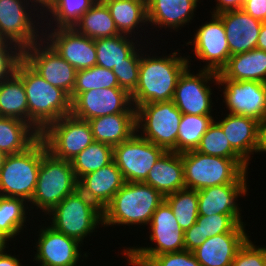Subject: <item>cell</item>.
Wrapping results in <instances>:
<instances>
[{"mask_svg":"<svg viewBox=\"0 0 266 266\" xmlns=\"http://www.w3.org/2000/svg\"><path fill=\"white\" fill-rule=\"evenodd\" d=\"M243 223L238 215H198L196 223L184 231V250L193 251L207 238L222 233H246Z\"/></svg>","mask_w":266,"mask_h":266,"instance_id":"d4e9b609","label":"cell"},{"mask_svg":"<svg viewBox=\"0 0 266 266\" xmlns=\"http://www.w3.org/2000/svg\"><path fill=\"white\" fill-rule=\"evenodd\" d=\"M0 266H23L15 256L0 252Z\"/></svg>","mask_w":266,"mask_h":266,"instance_id":"c3c4849f","label":"cell"},{"mask_svg":"<svg viewBox=\"0 0 266 266\" xmlns=\"http://www.w3.org/2000/svg\"><path fill=\"white\" fill-rule=\"evenodd\" d=\"M93 139L116 146L136 132V113H117L88 120Z\"/></svg>","mask_w":266,"mask_h":266,"instance_id":"83f0119b","label":"cell"},{"mask_svg":"<svg viewBox=\"0 0 266 266\" xmlns=\"http://www.w3.org/2000/svg\"><path fill=\"white\" fill-rule=\"evenodd\" d=\"M131 35L119 34L114 37L95 39L96 65L112 70L120 63H127V57L137 48Z\"/></svg>","mask_w":266,"mask_h":266,"instance_id":"836d02e7","label":"cell"},{"mask_svg":"<svg viewBox=\"0 0 266 266\" xmlns=\"http://www.w3.org/2000/svg\"><path fill=\"white\" fill-rule=\"evenodd\" d=\"M136 133L113 147V161L125 182H144L151 168L166 152Z\"/></svg>","mask_w":266,"mask_h":266,"instance_id":"8fae6325","label":"cell"},{"mask_svg":"<svg viewBox=\"0 0 266 266\" xmlns=\"http://www.w3.org/2000/svg\"><path fill=\"white\" fill-rule=\"evenodd\" d=\"M102 88H119L117 77L112 70L97 65L88 69L78 70L76 72L75 86L70 96L71 102L80 93Z\"/></svg>","mask_w":266,"mask_h":266,"instance_id":"f35d334b","label":"cell"},{"mask_svg":"<svg viewBox=\"0 0 266 266\" xmlns=\"http://www.w3.org/2000/svg\"><path fill=\"white\" fill-rule=\"evenodd\" d=\"M48 215L53 216L51 227L79 243L94 232L97 225L103 224V210L79 189L66 196Z\"/></svg>","mask_w":266,"mask_h":266,"instance_id":"52a82bcc","label":"cell"},{"mask_svg":"<svg viewBox=\"0 0 266 266\" xmlns=\"http://www.w3.org/2000/svg\"><path fill=\"white\" fill-rule=\"evenodd\" d=\"M43 31L40 34L43 39L77 71L96 65L95 39L78 33L74 28H56L48 34L46 29L45 33Z\"/></svg>","mask_w":266,"mask_h":266,"instance_id":"ac0fdd59","label":"cell"},{"mask_svg":"<svg viewBox=\"0 0 266 266\" xmlns=\"http://www.w3.org/2000/svg\"><path fill=\"white\" fill-rule=\"evenodd\" d=\"M242 10L261 22L266 21V0H246Z\"/></svg>","mask_w":266,"mask_h":266,"instance_id":"bcb514c9","label":"cell"},{"mask_svg":"<svg viewBox=\"0 0 266 266\" xmlns=\"http://www.w3.org/2000/svg\"><path fill=\"white\" fill-rule=\"evenodd\" d=\"M173 215L183 231L190 229L197 220L198 194L196 190L182 189L165 196Z\"/></svg>","mask_w":266,"mask_h":266,"instance_id":"74e56055","label":"cell"},{"mask_svg":"<svg viewBox=\"0 0 266 266\" xmlns=\"http://www.w3.org/2000/svg\"><path fill=\"white\" fill-rule=\"evenodd\" d=\"M216 123L231 147L249 164L250 155L259 148L260 122L251 117L227 113L224 119Z\"/></svg>","mask_w":266,"mask_h":266,"instance_id":"7402d4cb","label":"cell"},{"mask_svg":"<svg viewBox=\"0 0 266 266\" xmlns=\"http://www.w3.org/2000/svg\"><path fill=\"white\" fill-rule=\"evenodd\" d=\"M211 15V21L202 24L196 30L193 41L187 44H194L195 56L207 62L201 69L219 73L227 65L231 54L221 18L217 14Z\"/></svg>","mask_w":266,"mask_h":266,"instance_id":"e0dca14e","label":"cell"},{"mask_svg":"<svg viewBox=\"0 0 266 266\" xmlns=\"http://www.w3.org/2000/svg\"><path fill=\"white\" fill-rule=\"evenodd\" d=\"M165 197L144 182H125L103 209V224L147 225Z\"/></svg>","mask_w":266,"mask_h":266,"instance_id":"3957f363","label":"cell"},{"mask_svg":"<svg viewBox=\"0 0 266 266\" xmlns=\"http://www.w3.org/2000/svg\"><path fill=\"white\" fill-rule=\"evenodd\" d=\"M196 151L210 156L224 157L229 159H243L231 147L223 130L215 120L202 136Z\"/></svg>","mask_w":266,"mask_h":266,"instance_id":"60d3db41","label":"cell"},{"mask_svg":"<svg viewBox=\"0 0 266 266\" xmlns=\"http://www.w3.org/2000/svg\"><path fill=\"white\" fill-rule=\"evenodd\" d=\"M213 121L212 115L182 114L177 136V153L196 150Z\"/></svg>","mask_w":266,"mask_h":266,"instance_id":"d590c367","label":"cell"},{"mask_svg":"<svg viewBox=\"0 0 266 266\" xmlns=\"http://www.w3.org/2000/svg\"><path fill=\"white\" fill-rule=\"evenodd\" d=\"M23 59L39 75H41L45 81L50 83L52 86L61 88L69 96H71L75 86L77 70L64 58H62L48 44V42L41 39L40 41L25 48L23 50Z\"/></svg>","mask_w":266,"mask_h":266,"instance_id":"4fadbf2b","label":"cell"},{"mask_svg":"<svg viewBox=\"0 0 266 266\" xmlns=\"http://www.w3.org/2000/svg\"><path fill=\"white\" fill-rule=\"evenodd\" d=\"M78 33L91 39L114 37L121 34L102 0H98L73 27Z\"/></svg>","mask_w":266,"mask_h":266,"instance_id":"4dcf8cb0","label":"cell"},{"mask_svg":"<svg viewBox=\"0 0 266 266\" xmlns=\"http://www.w3.org/2000/svg\"><path fill=\"white\" fill-rule=\"evenodd\" d=\"M218 3L216 4L215 9L213 10V14H219L225 11L230 10H241L246 0H216ZM218 5V6H217Z\"/></svg>","mask_w":266,"mask_h":266,"instance_id":"7dc6e473","label":"cell"},{"mask_svg":"<svg viewBox=\"0 0 266 266\" xmlns=\"http://www.w3.org/2000/svg\"><path fill=\"white\" fill-rule=\"evenodd\" d=\"M40 137L55 158L67 161H72L94 142L90 123L72 115L51 123Z\"/></svg>","mask_w":266,"mask_h":266,"instance_id":"30bf717a","label":"cell"},{"mask_svg":"<svg viewBox=\"0 0 266 266\" xmlns=\"http://www.w3.org/2000/svg\"><path fill=\"white\" fill-rule=\"evenodd\" d=\"M218 85H223V97L230 114L266 120V83L226 79L220 72Z\"/></svg>","mask_w":266,"mask_h":266,"instance_id":"5bb4252c","label":"cell"},{"mask_svg":"<svg viewBox=\"0 0 266 266\" xmlns=\"http://www.w3.org/2000/svg\"><path fill=\"white\" fill-rule=\"evenodd\" d=\"M218 85L216 72L202 69L198 74L190 73L188 67L180 75L172 101L182 114L211 115L212 89L209 81Z\"/></svg>","mask_w":266,"mask_h":266,"instance_id":"7c38bea8","label":"cell"},{"mask_svg":"<svg viewBox=\"0 0 266 266\" xmlns=\"http://www.w3.org/2000/svg\"><path fill=\"white\" fill-rule=\"evenodd\" d=\"M150 225V241L155 247H129L123 250L131 259L148 264L155 256L184 250V231L173 215L168 202L164 200L152 215Z\"/></svg>","mask_w":266,"mask_h":266,"instance_id":"9c48e42d","label":"cell"},{"mask_svg":"<svg viewBox=\"0 0 266 266\" xmlns=\"http://www.w3.org/2000/svg\"><path fill=\"white\" fill-rule=\"evenodd\" d=\"M6 154L3 153L2 151H0V169L2 168L3 164H4V161H5V158H6Z\"/></svg>","mask_w":266,"mask_h":266,"instance_id":"11a10c76","label":"cell"},{"mask_svg":"<svg viewBox=\"0 0 266 266\" xmlns=\"http://www.w3.org/2000/svg\"><path fill=\"white\" fill-rule=\"evenodd\" d=\"M135 110L136 132L141 130V137L166 151L177 152V136L182 113L174 102L171 100L145 103Z\"/></svg>","mask_w":266,"mask_h":266,"instance_id":"ba28073f","label":"cell"},{"mask_svg":"<svg viewBox=\"0 0 266 266\" xmlns=\"http://www.w3.org/2000/svg\"><path fill=\"white\" fill-rule=\"evenodd\" d=\"M78 189L71 161L55 158L47 151L41 159L34 195V207L49 213L66 196Z\"/></svg>","mask_w":266,"mask_h":266,"instance_id":"8992f818","label":"cell"},{"mask_svg":"<svg viewBox=\"0 0 266 266\" xmlns=\"http://www.w3.org/2000/svg\"><path fill=\"white\" fill-rule=\"evenodd\" d=\"M121 171L114 161L78 180V189L101 210L112 200L124 185Z\"/></svg>","mask_w":266,"mask_h":266,"instance_id":"44dd1931","label":"cell"},{"mask_svg":"<svg viewBox=\"0 0 266 266\" xmlns=\"http://www.w3.org/2000/svg\"><path fill=\"white\" fill-rule=\"evenodd\" d=\"M144 183L152 186L164 197L185 189L181 153L166 151L151 168Z\"/></svg>","mask_w":266,"mask_h":266,"instance_id":"4316f807","label":"cell"},{"mask_svg":"<svg viewBox=\"0 0 266 266\" xmlns=\"http://www.w3.org/2000/svg\"><path fill=\"white\" fill-rule=\"evenodd\" d=\"M108 7L118 31L132 35L140 26L147 23L146 0H102Z\"/></svg>","mask_w":266,"mask_h":266,"instance_id":"1f68e13d","label":"cell"},{"mask_svg":"<svg viewBox=\"0 0 266 266\" xmlns=\"http://www.w3.org/2000/svg\"><path fill=\"white\" fill-rule=\"evenodd\" d=\"M113 161V146L94 141L72 161L74 175L77 181L94 171L110 164Z\"/></svg>","mask_w":266,"mask_h":266,"instance_id":"e575fe53","label":"cell"},{"mask_svg":"<svg viewBox=\"0 0 266 266\" xmlns=\"http://www.w3.org/2000/svg\"><path fill=\"white\" fill-rule=\"evenodd\" d=\"M143 55L139 66V81L131 94L133 106L136 108L145 103L171 101L180 75L190 67V58L179 57L176 51L166 57L151 58Z\"/></svg>","mask_w":266,"mask_h":266,"instance_id":"7a4b0ae2","label":"cell"},{"mask_svg":"<svg viewBox=\"0 0 266 266\" xmlns=\"http://www.w3.org/2000/svg\"><path fill=\"white\" fill-rule=\"evenodd\" d=\"M40 230L34 257L40 266H77V261L83 256L79 253L81 243L49 225Z\"/></svg>","mask_w":266,"mask_h":266,"instance_id":"d6986e66","label":"cell"},{"mask_svg":"<svg viewBox=\"0 0 266 266\" xmlns=\"http://www.w3.org/2000/svg\"><path fill=\"white\" fill-rule=\"evenodd\" d=\"M232 266H266V247H256L248 239L234 257Z\"/></svg>","mask_w":266,"mask_h":266,"instance_id":"ee69618b","label":"cell"},{"mask_svg":"<svg viewBox=\"0 0 266 266\" xmlns=\"http://www.w3.org/2000/svg\"><path fill=\"white\" fill-rule=\"evenodd\" d=\"M29 4L28 0H0V34L5 41L16 44L22 50L43 39L31 13L39 6L30 11L27 8Z\"/></svg>","mask_w":266,"mask_h":266,"instance_id":"2e32d148","label":"cell"},{"mask_svg":"<svg viewBox=\"0 0 266 266\" xmlns=\"http://www.w3.org/2000/svg\"><path fill=\"white\" fill-rule=\"evenodd\" d=\"M23 58V50L16 44L5 41L0 44V83L10 78Z\"/></svg>","mask_w":266,"mask_h":266,"instance_id":"7bdbcfd3","label":"cell"},{"mask_svg":"<svg viewBox=\"0 0 266 266\" xmlns=\"http://www.w3.org/2000/svg\"><path fill=\"white\" fill-rule=\"evenodd\" d=\"M25 206L26 201L22 198L0 196V233L8 240L14 239L24 230V222L28 215L26 211L29 208Z\"/></svg>","mask_w":266,"mask_h":266,"instance_id":"8d00e7d4","label":"cell"},{"mask_svg":"<svg viewBox=\"0 0 266 266\" xmlns=\"http://www.w3.org/2000/svg\"><path fill=\"white\" fill-rule=\"evenodd\" d=\"M139 50H134L127 57V63H120L112 69L117 77L119 88L126 90L130 95L135 91L139 81L141 55L136 52Z\"/></svg>","mask_w":266,"mask_h":266,"instance_id":"b9f144b4","label":"cell"},{"mask_svg":"<svg viewBox=\"0 0 266 266\" xmlns=\"http://www.w3.org/2000/svg\"><path fill=\"white\" fill-rule=\"evenodd\" d=\"M220 73L229 80L266 83V51H251L232 55Z\"/></svg>","mask_w":266,"mask_h":266,"instance_id":"f1b7e54d","label":"cell"},{"mask_svg":"<svg viewBox=\"0 0 266 266\" xmlns=\"http://www.w3.org/2000/svg\"><path fill=\"white\" fill-rule=\"evenodd\" d=\"M247 189L246 183H229L197 191L199 215L225 214L242 217L236 200L239 196L246 195Z\"/></svg>","mask_w":266,"mask_h":266,"instance_id":"603a6c76","label":"cell"},{"mask_svg":"<svg viewBox=\"0 0 266 266\" xmlns=\"http://www.w3.org/2000/svg\"><path fill=\"white\" fill-rule=\"evenodd\" d=\"M199 0H146L147 22L173 30L192 20Z\"/></svg>","mask_w":266,"mask_h":266,"instance_id":"484cf974","label":"cell"},{"mask_svg":"<svg viewBox=\"0 0 266 266\" xmlns=\"http://www.w3.org/2000/svg\"><path fill=\"white\" fill-rule=\"evenodd\" d=\"M256 48L266 51V21L262 22Z\"/></svg>","mask_w":266,"mask_h":266,"instance_id":"f907efd6","label":"cell"},{"mask_svg":"<svg viewBox=\"0 0 266 266\" xmlns=\"http://www.w3.org/2000/svg\"><path fill=\"white\" fill-rule=\"evenodd\" d=\"M147 266H201L193 251L163 253L155 256Z\"/></svg>","mask_w":266,"mask_h":266,"instance_id":"f6af8a7d","label":"cell"},{"mask_svg":"<svg viewBox=\"0 0 266 266\" xmlns=\"http://www.w3.org/2000/svg\"><path fill=\"white\" fill-rule=\"evenodd\" d=\"M40 134L27 122L0 116V151L17 154L29 148Z\"/></svg>","mask_w":266,"mask_h":266,"instance_id":"f546056e","label":"cell"},{"mask_svg":"<svg viewBox=\"0 0 266 266\" xmlns=\"http://www.w3.org/2000/svg\"><path fill=\"white\" fill-rule=\"evenodd\" d=\"M217 15L223 22L231 56L256 48L261 21L242 9L225 11Z\"/></svg>","mask_w":266,"mask_h":266,"instance_id":"ffe728a7","label":"cell"},{"mask_svg":"<svg viewBox=\"0 0 266 266\" xmlns=\"http://www.w3.org/2000/svg\"><path fill=\"white\" fill-rule=\"evenodd\" d=\"M0 116L28 123V102L23 82L14 73L0 83Z\"/></svg>","mask_w":266,"mask_h":266,"instance_id":"d6a6232c","label":"cell"},{"mask_svg":"<svg viewBox=\"0 0 266 266\" xmlns=\"http://www.w3.org/2000/svg\"><path fill=\"white\" fill-rule=\"evenodd\" d=\"M257 152H266V120L260 123L259 148Z\"/></svg>","mask_w":266,"mask_h":266,"instance_id":"681fc988","label":"cell"},{"mask_svg":"<svg viewBox=\"0 0 266 266\" xmlns=\"http://www.w3.org/2000/svg\"><path fill=\"white\" fill-rule=\"evenodd\" d=\"M48 151L39 137L25 151L7 155L0 169V196L30 202L37 184L42 156Z\"/></svg>","mask_w":266,"mask_h":266,"instance_id":"5b68a950","label":"cell"},{"mask_svg":"<svg viewBox=\"0 0 266 266\" xmlns=\"http://www.w3.org/2000/svg\"><path fill=\"white\" fill-rule=\"evenodd\" d=\"M5 42V39L0 34V44H3Z\"/></svg>","mask_w":266,"mask_h":266,"instance_id":"9f6ffc18","label":"cell"},{"mask_svg":"<svg viewBox=\"0 0 266 266\" xmlns=\"http://www.w3.org/2000/svg\"><path fill=\"white\" fill-rule=\"evenodd\" d=\"M249 237L247 233L215 235L193 250V254L201 266H232L234 257Z\"/></svg>","mask_w":266,"mask_h":266,"instance_id":"cb8c5ba5","label":"cell"},{"mask_svg":"<svg viewBox=\"0 0 266 266\" xmlns=\"http://www.w3.org/2000/svg\"><path fill=\"white\" fill-rule=\"evenodd\" d=\"M131 95L122 88L92 89L80 93L71 102V115L88 121L117 113H136Z\"/></svg>","mask_w":266,"mask_h":266,"instance_id":"9a60e30c","label":"cell"},{"mask_svg":"<svg viewBox=\"0 0 266 266\" xmlns=\"http://www.w3.org/2000/svg\"><path fill=\"white\" fill-rule=\"evenodd\" d=\"M185 188L202 190L229 183H246L248 163L244 159L210 156L190 150L181 153Z\"/></svg>","mask_w":266,"mask_h":266,"instance_id":"277c9868","label":"cell"},{"mask_svg":"<svg viewBox=\"0 0 266 266\" xmlns=\"http://www.w3.org/2000/svg\"><path fill=\"white\" fill-rule=\"evenodd\" d=\"M15 73L23 82L28 102V123L41 134L51 123L71 115L70 96L52 86L23 58Z\"/></svg>","mask_w":266,"mask_h":266,"instance_id":"6da1fadb","label":"cell"},{"mask_svg":"<svg viewBox=\"0 0 266 266\" xmlns=\"http://www.w3.org/2000/svg\"><path fill=\"white\" fill-rule=\"evenodd\" d=\"M29 2L32 3L29 8H31L32 5H33V7H37L38 5L42 7V8L39 9L41 11L40 14H42L41 15V17H42L44 15L43 12L45 13V11L52 5L54 0H30ZM41 9H43V11Z\"/></svg>","mask_w":266,"mask_h":266,"instance_id":"816d5d0a","label":"cell"},{"mask_svg":"<svg viewBox=\"0 0 266 266\" xmlns=\"http://www.w3.org/2000/svg\"><path fill=\"white\" fill-rule=\"evenodd\" d=\"M125 255V257L128 258V264H130L131 266L134 265V266H147L146 264H142V263H139L133 259H131L125 252L123 253Z\"/></svg>","mask_w":266,"mask_h":266,"instance_id":"db71d44e","label":"cell"},{"mask_svg":"<svg viewBox=\"0 0 266 266\" xmlns=\"http://www.w3.org/2000/svg\"><path fill=\"white\" fill-rule=\"evenodd\" d=\"M98 0H54L46 10L55 21L56 28H73L80 17L86 13ZM57 23V24H56Z\"/></svg>","mask_w":266,"mask_h":266,"instance_id":"ab89813d","label":"cell"},{"mask_svg":"<svg viewBox=\"0 0 266 266\" xmlns=\"http://www.w3.org/2000/svg\"><path fill=\"white\" fill-rule=\"evenodd\" d=\"M7 241H9V240L4 235H2L0 233V252H3L4 249L6 248V246L8 245V244H6V243H8Z\"/></svg>","mask_w":266,"mask_h":266,"instance_id":"f5cc1de1","label":"cell"}]
</instances>
